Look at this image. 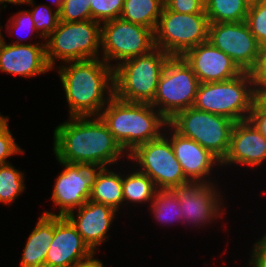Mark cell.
<instances>
[{
  "label": "cell",
  "mask_w": 266,
  "mask_h": 267,
  "mask_svg": "<svg viewBox=\"0 0 266 267\" xmlns=\"http://www.w3.org/2000/svg\"><path fill=\"white\" fill-rule=\"evenodd\" d=\"M69 118L56 126L53 133V151L57 161L96 163L105 168L115 165L124 153L128 158V153L99 116Z\"/></svg>",
  "instance_id": "obj_1"
},
{
  "label": "cell",
  "mask_w": 266,
  "mask_h": 267,
  "mask_svg": "<svg viewBox=\"0 0 266 267\" xmlns=\"http://www.w3.org/2000/svg\"><path fill=\"white\" fill-rule=\"evenodd\" d=\"M62 64L57 68L69 107V117L99 116L114 96L112 66L101 58Z\"/></svg>",
  "instance_id": "obj_2"
},
{
  "label": "cell",
  "mask_w": 266,
  "mask_h": 267,
  "mask_svg": "<svg viewBox=\"0 0 266 267\" xmlns=\"http://www.w3.org/2000/svg\"><path fill=\"white\" fill-rule=\"evenodd\" d=\"M99 117L128 154L138 145L159 138L168 124V120L150 103L126 102L115 96Z\"/></svg>",
  "instance_id": "obj_3"
},
{
  "label": "cell",
  "mask_w": 266,
  "mask_h": 267,
  "mask_svg": "<svg viewBox=\"0 0 266 267\" xmlns=\"http://www.w3.org/2000/svg\"><path fill=\"white\" fill-rule=\"evenodd\" d=\"M171 56L160 48L114 68V96L126 102L151 103L161 73Z\"/></svg>",
  "instance_id": "obj_4"
},
{
  "label": "cell",
  "mask_w": 266,
  "mask_h": 267,
  "mask_svg": "<svg viewBox=\"0 0 266 267\" xmlns=\"http://www.w3.org/2000/svg\"><path fill=\"white\" fill-rule=\"evenodd\" d=\"M255 97L251 74L243 72L227 81L200 83L193 107L238 122L248 120Z\"/></svg>",
  "instance_id": "obj_5"
},
{
  "label": "cell",
  "mask_w": 266,
  "mask_h": 267,
  "mask_svg": "<svg viewBox=\"0 0 266 267\" xmlns=\"http://www.w3.org/2000/svg\"><path fill=\"white\" fill-rule=\"evenodd\" d=\"M44 42L46 59L51 68H54L55 60L65 63L98 59L101 58V23L92 19L81 22L59 21L57 28Z\"/></svg>",
  "instance_id": "obj_6"
},
{
  "label": "cell",
  "mask_w": 266,
  "mask_h": 267,
  "mask_svg": "<svg viewBox=\"0 0 266 267\" xmlns=\"http://www.w3.org/2000/svg\"><path fill=\"white\" fill-rule=\"evenodd\" d=\"M168 123L179 134L196 141L222 162L228 154L236 122L192 106L178 112Z\"/></svg>",
  "instance_id": "obj_7"
},
{
  "label": "cell",
  "mask_w": 266,
  "mask_h": 267,
  "mask_svg": "<svg viewBox=\"0 0 266 267\" xmlns=\"http://www.w3.org/2000/svg\"><path fill=\"white\" fill-rule=\"evenodd\" d=\"M199 85V79L184 58L171 56L150 104L169 121L178 112L193 106Z\"/></svg>",
  "instance_id": "obj_8"
},
{
  "label": "cell",
  "mask_w": 266,
  "mask_h": 267,
  "mask_svg": "<svg viewBox=\"0 0 266 267\" xmlns=\"http://www.w3.org/2000/svg\"><path fill=\"white\" fill-rule=\"evenodd\" d=\"M206 13H176L165 5L154 31L155 46L170 56H183L189 49L208 41Z\"/></svg>",
  "instance_id": "obj_9"
},
{
  "label": "cell",
  "mask_w": 266,
  "mask_h": 267,
  "mask_svg": "<svg viewBox=\"0 0 266 267\" xmlns=\"http://www.w3.org/2000/svg\"><path fill=\"white\" fill-rule=\"evenodd\" d=\"M102 59L114 69L120 63L156 48L154 30L121 18L101 24ZM117 64H110L111 61Z\"/></svg>",
  "instance_id": "obj_10"
},
{
  "label": "cell",
  "mask_w": 266,
  "mask_h": 267,
  "mask_svg": "<svg viewBox=\"0 0 266 267\" xmlns=\"http://www.w3.org/2000/svg\"><path fill=\"white\" fill-rule=\"evenodd\" d=\"M140 172L147 174L157 189H172L189 182L175 157L170 140L162 134L159 138L138 145L130 154Z\"/></svg>",
  "instance_id": "obj_11"
},
{
  "label": "cell",
  "mask_w": 266,
  "mask_h": 267,
  "mask_svg": "<svg viewBox=\"0 0 266 267\" xmlns=\"http://www.w3.org/2000/svg\"><path fill=\"white\" fill-rule=\"evenodd\" d=\"M64 170L55 178L51 199L58 214L45 211L49 216H66L69 212L85 204L91 195V189L98 174L104 168L96 163H66L58 161Z\"/></svg>",
  "instance_id": "obj_12"
},
{
  "label": "cell",
  "mask_w": 266,
  "mask_h": 267,
  "mask_svg": "<svg viewBox=\"0 0 266 267\" xmlns=\"http://www.w3.org/2000/svg\"><path fill=\"white\" fill-rule=\"evenodd\" d=\"M208 40L243 72H251L255 67L260 45L245 21L209 23Z\"/></svg>",
  "instance_id": "obj_13"
},
{
  "label": "cell",
  "mask_w": 266,
  "mask_h": 267,
  "mask_svg": "<svg viewBox=\"0 0 266 267\" xmlns=\"http://www.w3.org/2000/svg\"><path fill=\"white\" fill-rule=\"evenodd\" d=\"M213 183L187 182L172 188L183 214L182 221L184 223L186 221V225L188 223L195 224V227L208 225L211 221L215 222L213 221L215 218L218 220L222 216L221 213L224 214L221 193Z\"/></svg>",
  "instance_id": "obj_14"
},
{
  "label": "cell",
  "mask_w": 266,
  "mask_h": 267,
  "mask_svg": "<svg viewBox=\"0 0 266 267\" xmlns=\"http://www.w3.org/2000/svg\"><path fill=\"white\" fill-rule=\"evenodd\" d=\"M95 255L66 216H54V238L44 267H74Z\"/></svg>",
  "instance_id": "obj_15"
},
{
  "label": "cell",
  "mask_w": 266,
  "mask_h": 267,
  "mask_svg": "<svg viewBox=\"0 0 266 267\" xmlns=\"http://www.w3.org/2000/svg\"><path fill=\"white\" fill-rule=\"evenodd\" d=\"M167 127H171L170 130L164 131L169 133L163 134L170 140L185 178L189 182L211 184L212 181L207 176L212 175L214 166H221V161L196 141L179 134L169 123Z\"/></svg>",
  "instance_id": "obj_16"
},
{
  "label": "cell",
  "mask_w": 266,
  "mask_h": 267,
  "mask_svg": "<svg viewBox=\"0 0 266 267\" xmlns=\"http://www.w3.org/2000/svg\"><path fill=\"white\" fill-rule=\"evenodd\" d=\"M0 43V71L21 77H35L51 71L46 59V43L26 44L22 40Z\"/></svg>",
  "instance_id": "obj_17"
},
{
  "label": "cell",
  "mask_w": 266,
  "mask_h": 267,
  "mask_svg": "<svg viewBox=\"0 0 266 267\" xmlns=\"http://www.w3.org/2000/svg\"><path fill=\"white\" fill-rule=\"evenodd\" d=\"M182 57L200 83L227 81L243 73L227 54L209 40L189 49Z\"/></svg>",
  "instance_id": "obj_18"
},
{
  "label": "cell",
  "mask_w": 266,
  "mask_h": 267,
  "mask_svg": "<svg viewBox=\"0 0 266 267\" xmlns=\"http://www.w3.org/2000/svg\"><path fill=\"white\" fill-rule=\"evenodd\" d=\"M75 210L69 212L66 217L74 225L83 240L96 253L97 247L109 239L110 236L106 234L117 215V211L108 205L91 200ZM76 212L77 214H75Z\"/></svg>",
  "instance_id": "obj_19"
},
{
  "label": "cell",
  "mask_w": 266,
  "mask_h": 267,
  "mask_svg": "<svg viewBox=\"0 0 266 267\" xmlns=\"http://www.w3.org/2000/svg\"><path fill=\"white\" fill-rule=\"evenodd\" d=\"M264 160H266V138L249 120L236 122L232 129L228 154L221 162V166L240 164L257 168Z\"/></svg>",
  "instance_id": "obj_20"
},
{
  "label": "cell",
  "mask_w": 266,
  "mask_h": 267,
  "mask_svg": "<svg viewBox=\"0 0 266 267\" xmlns=\"http://www.w3.org/2000/svg\"><path fill=\"white\" fill-rule=\"evenodd\" d=\"M54 238V216L42 214L24 247L20 267H44L45 258Z\"/></svg>",
  "instance_id": "obj_21"
},
{
  "label": "cell",
  "mask_w": 266,
  "mask_h": 267,
  "mask_svg": "<svg viewBox=\"0 0 266 267\" xmlns=\"http://www.w3.org/2000/svg\"><path fill=\"white\" fill-rule=\"evenodd\" d=\"M89 200L108 205L118 211L124 204L121 172L118 174L111 171L110 167L103 168L91 189Z\"/></svg>",
  "instance_id": "obj_22"
},
{
  "label": "cell",
  "mask_w": 266,
  "mask_h": 267,
  "mask_svg": "<svg viewBox=\"0 0 266 267\" xmlns=\"http://www.w3.org/2000/svg\"><path fill=\"white\" fill-rule=\"evenodd\" d=\"M163 8L164 0H124L120 18L155 31Z\"/></svg>",
  "instance_id": "obj_23"
},
{
  "label": "cell",
  "mask_w": 266,
  "mask_h": 267,
  "mask_svg": "<svg viewBox=\"0 0 266 267\" xmlns=\"http://www.w3.org/2000/svg\"><path fill=\"white\" fill-rule=\"evenodd\" d=\"M152 179L137 168L136 171L126 175L122 174V191L125 203L142 204L151 203L157 192Z\"/></svg>",
  "instance_id": "obj_24"
},
{
  "label": "cell",
  "mask_w": 266,
  "mask_h": 267,
  "mask_svg": "<svg viewBox=\"0 0 266 267\" xmlns=\"http://www.w3.org/2000/svg\"><path fill=\"white\" fill-rule=\"evenodd\" d=\"M248 11L244 0H208L205 4L209 23L244 22Z\"/></svg>",
  "instance_id": "obj_25"
},
{
  "label": "cell",
  "mask_w": 266,
  "mask_h": 267,
  "mask_svg": "<svg viewBox=\"0 0 266 267\" xmlns=\"http://www.w3.org/2000/svg\"><path fill=\"white\" fill-rule=\"evenodd\" d=\"M150 207L154 218L160 224H172L171 222L180 220L179 223H183L179 201L172 189H158Z\"/></svg>",
  "instance_id": "obj_26"
},
{
  "label": "cell",
  "mask_w": 266,
  "mask_h": 267,
  "mask_svg": "<svg viewBox=\"0 0 266 267\" xmlns=\"http://www.w3.org/2000/svg\"><path fill=\"white\" fill-rule=\"evenodd\" d=\"M24 173L11 163L0 165V203L11 205L25 189Z\"/></svg>",
  "instance_id": "obj_27"
},
{
  "label": "cell",
  "mask_w": 266,
  "mask_h": 267,
  "mask_svg": "<svg viewBox=\"0 0 266 267\" xmlns=\"http://www.w3.org/2000/svg\"><path fill=\"white\" fill-rule=\"evenodd\" d=\"M26 4L33 6V9L29 10L32 15L34 26L37 32V36L42 39H47L50 34L57 28L59 22V12L52 10L49 5L40 4L34 6L35 1L29 0Z\"/></svg>",
  "instance_id": "obj_28"
},
{
  "label": "cell",
  "mask_w": 266,
  "mask_h": 267,
  "mask_svg": "<svg viewBox=\"0 0 266 267\" xmlns=\"http://www.w3.org/2000/svg\"><path fill=\"white\" fill-rule=\"evenodd\" d=\"M123 6L124 0H91V18L101 24L120 18Z\"/></svg>",
  "instance_id": "obj_29"
},
{
  "label": "cell",
  "mask_w": 266,
  "mask_h": 267,
  "mask_svg": "<svg viewBox=\"0 0 266 267\" xmlns=\"http://www.w3.org/2000/svg\"><path fill=\"white\" fill-rule=\"evenodd\" d=\"M245 22L258 44L266 45V0L249 7Z\"/></svg>",
  "instance_id": "obj_30"
},
{
  "label": "cell",
  "mask_w": 266,
  "mask_h": 267,
  "mask_svg": "<svg viewBox=\"0 0 266 267\" xmlns=\"http://www.w3.org/2000/svg\"><path fill=\"white\" fill-rule=\"evenodd\" d=\"M91 0H64L59 11V21L81 22L90 20Z\"/></svg>",
  "instance_id": "obj_31"
},
{
  "label": "cell",
  "mask_w": 266,
  "mask_h": 267,
  "mask_svg": "<svg viewBox=\"0 0 266 267\" xmlns=\"http://www.w3.org/2000/svg\"><path fill=\"white\" fill-rule=\"evenodd\" d=\"M250 74L254 82L255 95L263 98L266 95V45L260 46L256 65Z\"/></svg>",
  "instance_id": "obj_32"
},
{
  "label": "cell",
  "mask_w": 266,
  "mask_h": 267,
  "mask_svg": "<svg viewBox=\"0 0 266 267\" xmlns=\"http://www.w3.org/2000/svg\"><path fill=\"white\" fill-rule=\"evenodd\" d=\"M17 153H24V151L15 142V138L9 130L7 123L0 130V165L10 163L7 159Z\"/></svg>",
  "instance_id": "obj_33"
},
{
  "label": "cell",
  "mask_w": 266,
  "mask_h": 267,
  "mask_svg": "<svg viewBox=\"0 0 266 267\" xmlns=\"http://www.w3.org/2000/svg\"><path fill=\"white\" fill-rule=\"evenodd\" d=\"M248 120L266 138V101L263 98L255 97Z\"/></svg>",
  "instance_id": "obj_34"
},
{
  "label": "cell",
  "mask_w": 266,
  "mask_h": 267,
  "mask_svg": "<svg viewBox=\"0 0 266 267\" xmlns=\"http://www.w3.org/2000/svg\"><path fill=\"white\" fill-rule=\"evenodd\" d=\"M164 5L176 13H206L201 0H164Z\"/></svg>",
  "instance_id": "obj_35"
},
{
  "label": "cell",
  "mask_w": 266,
  "mask_h": 267,
  "mask_svg": "<svg viewBox=\"0 0 266 267\" xmlns=\"http://www.w3.org/2000/svg\"><path fill=\"white\" fill-rule=\"evenodd\" d=\"M8 22H10V23H7L9 25H6V26L9 29L8 32H10L12 34L15 30L21 31L22 29L23 30H27V29L29 30L30 29V32H32V34L34 32H37L35 29V26H34L32 15L28 10L19 11L18 13L14 14L12 17H10ZM9 27H11V28H9ZM23 30H22V32H23Z\"/></svg>",
  "instance_id": "obj_36"
},
{
  "label": "cell",
  "mask_w": 266,
  "mask_h": 267,
  "mask_svg": "<svg viewBox=\"0 0 266 267\" xmlns=\"http://www.w3.org/2000/svg\"><path fill=\"white\" fill-rule=\"evenodd\" d=\"M253 247L249 266L266 267V241L260 239L254 243Z\"/></svg>",
  "instance_id": "obj_37"
},
{
  "label": "cell",
  "mask_w": 266,
  "mask_h": 267,
  "mask_svg": "<svg viewBox=\"0 0 266 267\" xmlns=\"http://www.w3.org/2000/svg\"><path fill=\"white\" fill-rule=\"evenodd\" d=\"M74 267H104L99 259H95L94 256L84 262L78 263Z\"/></svg>",
  "instance_id": "obj_38"
},
{
  "label": "cell",
  "mask_w": 266,
  "mask_h": 267,
  "mask_svg": "<svg viewBox=\"0 0 266 267\" xmlns=\"http://www.w3.org/2000/svg\"><path fill=\"white\" fill-rule=\"evenodd\" d=\"M29 0H0V5L10 3V4H16V5H21V4H26Z\"/></svg>",
  "instance_id": "obj_39"
},
{
  "label": "cell",
  "mask_w": 266,
  "mask_h": 267,
  "mask_svg": "<svg viewBox=\"0 0 266 267\" xmlns=\"http://www.w3.org/2000/svg\"><path fill=\"white\" fill-rule=\"evenodd\" d=\"M263 0H244V2L247 4L248 7L258 5Z\"/></svg>",
  "instance_id": "obj_40"
},
{
  "label": "cell",
  "mask_w": 266,
  "mask_h": 267,
  "mask_svg": "<svg viewBox=\"0 0 266 267\" xmlns=\"http://www.w3.org/2000/svg\"><path fill=\"white\" fill-rule=\"evenodd\" d=\"M9 117H4L1 115V112H0V130L8 123Z\"/></svg>",
  "instance_id": "obj_41"
},
{
  "label": "cell",
  "mask_w": 266,
  "mask_h": 267,
  "mask_svg": "<svg viewBox=\"0 0 266 267\" xmlns=\"http://www.w3.org/2000/svg\"><path fill=\"white\" fill-rule=\"evenodd\" d=\"M64 0H51V2L56 6V11L61 10V6Z\"/></svg>",
  "instance_id": "obj_42"
},
{
  "label": "cell",
  "mask_w": 266,
  "mask_h": 267,
  "mask_svg": "<svg viewBox=\"0 0 266 267\" xmlns=\"http://www.w3.org/2000/svg\"><path fill=\"white\" fill-rule=\"evenodd\" d=\"M3 38H4V36H3L2 32H1V26H0V43H1Z\"/></svg>",
  "instance_id": "obj_43"
},
{
  "label": "cell",
  "mask_w": 266,
  "mask_h": 267,
  "mask_svg": "<svg viewBox=\"0 0 266 267\" xmlns=\"http://www.w3.org/2000/svg\"><path fill=\"white\" fill-rule=\"evenodd\" d=\"M262 240L266 241V232L264 233V235L261 238Z\"/></svg>",
  "instance_id": "obj_44"
},
{
  "label": "cell",
  "mask_w": 266,
  "mask_h": 267,
  "mask_svg": "<svg viewBox=\"0 0 266 267\" xmlns=\"http://www.w3.org/2000/svg\"><path fill=\"white\" fill-rule=\"evenodd\" d=\"M201 1H202L204 4H206L208 0H201Z\"/></svg>",
  "instance_id": "obj_45"
}]
</instances>
